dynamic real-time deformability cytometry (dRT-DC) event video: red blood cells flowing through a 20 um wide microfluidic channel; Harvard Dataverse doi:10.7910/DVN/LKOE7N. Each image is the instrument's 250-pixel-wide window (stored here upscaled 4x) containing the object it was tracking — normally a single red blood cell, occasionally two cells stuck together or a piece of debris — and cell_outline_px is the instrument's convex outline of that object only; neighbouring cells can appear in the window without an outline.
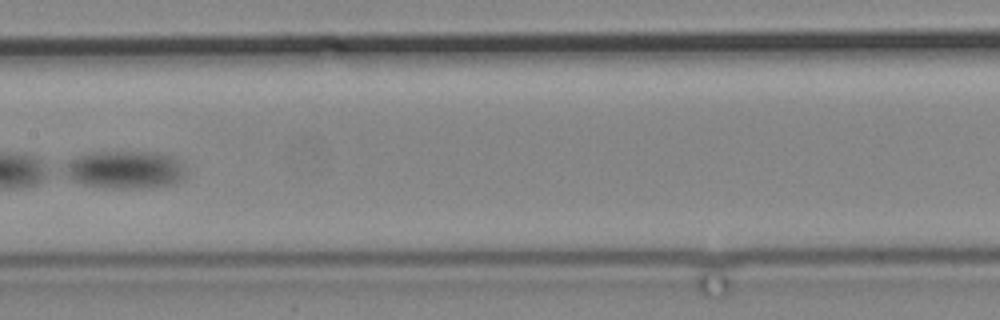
{"species": "common noctule bat (a hibernating species)", "species_latin": "Nyctalus noctula", "temperature_condition": "cold", "stored_images_in_passage": 19, "camera_frame_rate_fps": 3000, "um_per_image_px": 0.085, "animal": {"sex": "male", "body_mass_g": 19.2, "forearm_length_mm": 51.8}, "frame": {"image": 1, "passage_image": 16, "time_ms": 18.667, "image_size_px": [1000, 320], "cell_outline_px": [[184, 176], [176, 184], [152, 188], [108, 188], [84, 184], [72, 180], [60, 172], [76, 156], [88, 152], [160, 152], [176, 156], [184, 172]], "centroid_in_image_um": [10.63, 14.42], "position_along_channel_um": 196.8, "area_um2": 27.05}}